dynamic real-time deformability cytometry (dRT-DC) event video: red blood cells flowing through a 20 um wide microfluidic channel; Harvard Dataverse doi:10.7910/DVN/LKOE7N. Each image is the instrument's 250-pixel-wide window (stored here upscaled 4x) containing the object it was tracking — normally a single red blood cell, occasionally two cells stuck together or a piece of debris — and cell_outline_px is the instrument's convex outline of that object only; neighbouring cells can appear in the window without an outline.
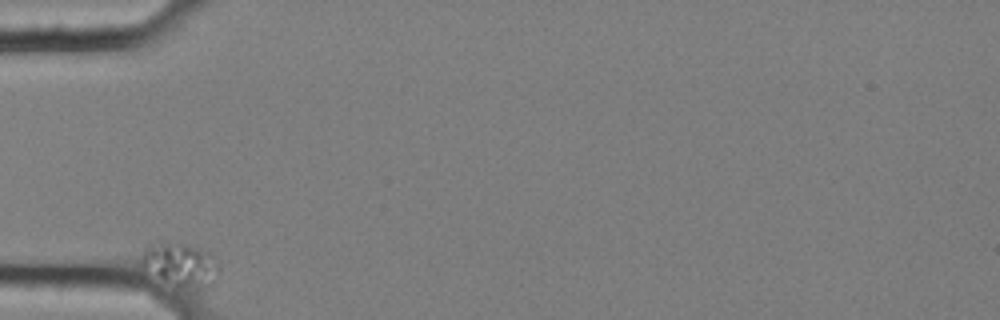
{"species": "common noctule bat (a hibernating species)", "species_latin": "Nyctalus noctula", "temperature_condition": "cold", "stored_images_in_passage": 38, "camera_frame_rate_fps": 3000, "um_per_image_px": 0.085, "animal": {"sex": "female", "body_mass_g": 25.1}, "frame": {"image": 1, "passage_image": 1, "time_ms": 0.0, "image_size_px": [1000, 320], "cell_outline_px": [[220, 272], [216, 280], [180, 288], [176, 288], [140, 272], [140, 260], [148, 244], [164, 240], [168, 240], [188, 244], [200, 248], [208, 252], [212, 256], [220, 268]], "centroid_in_image_um": [15.18, 22.45], "position_along_channel_um": 69.8, "area_um2": 20.29}}
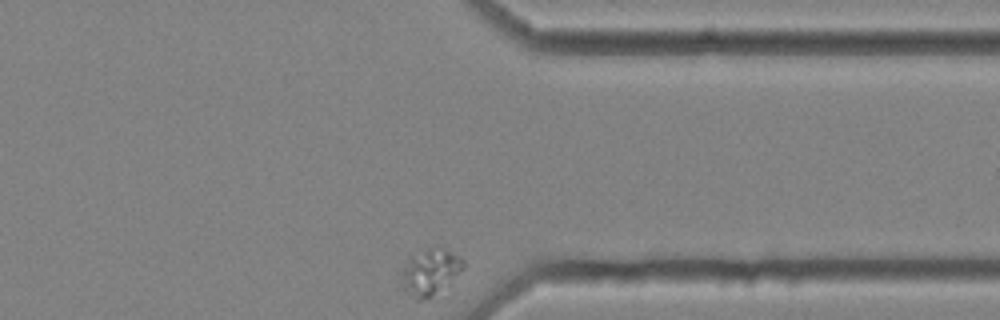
{"frame": {"image": 2, "passage_image": 38, "time_ms": 12.333, "image_size_px": [1000, 320], "cell_outline_px": [[464, 268], [424, 300], [416, 300], [400, 284], [400, 276], [404, 268], [412, 260], [428, 248], [448, 252], [460, 256], [464, 260]], "centroid_in_image_um": [36.54, 23.16], "position_along_channel_um": 374.9, "area_um2": 15.09}}